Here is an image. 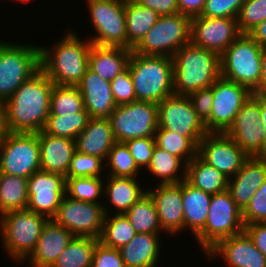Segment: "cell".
<instances>
[{
	"label": "cell",
	"instance_id": "obj_27",
	"mask_svg": "<svg viewBox=\"0 0 266 267\" xmlns=\"http://www.w3.org/2000/svg\"><path fill=\"white\" fill-rule=\"evenodd\" d=\"M131 55L132 50L128 48L92 44L88 68L103 80L111 82L128 67Z\"/></svg>",
	"mask_w": 266,
	"mask_h": 267
},
{
	"label": "cell",
	"instance_id": "obj_3",
	"mask_svg": "<svg viewBox=\"0 0 266 267\" xmlns=\"http://www.w3.org/2000/svg\"><path fill=\"white\" fill-rule=\"evenodd\" d=\"M172 60L175 95L188 96L210 88L221 76L220 56L191 42L181 47Z\"/></svg>",
	"mask_w": 266,
	"mask_h": 267
},
{
	"label": "cell",
	"instance_id": "obj_33",
	"mask_svg": "<svg viewBox=\"0 0 266 267\" xmlns=\"http://www.w3.org/2000/svg\"><path fill=\"white\" fill-rule=\"evenodd\" d=\"M187 164L179 157L155 145L147 172L156 176L158 184L180 183L185 179Z\"/></svg>",
	"mask_w": 266,
	"mask_h": 267
},
{
	"label": "cell",
	"instance_id": "obj_56",
	"mask_svg": "<svg viewBox=\"0 0 266 267\" xmlns=\"http://www.w3.org/2000/svg\"><path fill=\"white\" fill-rule=\"evenodd\" d=\"M10 133L6 122V108L4 101L0 100V142Z\"/></svg>",
	"mask_w": 266,
	"mask_h": 267
},
{
	"label": "cell",
	"instance_id": "obj_48",
	"mask_svg": "<svg viewBox=\"0 0 266 267\" xmlns=\"http://www.w3.org/2000/svg\"><path fill=\"white\" fill-rule=\"evenodd\" d=\"M245 0H206L200 14L209 18H237Z\"/></svg>",
	"mask_w": 266,
	"mask_h": 267
},
{
	"label": "cell",
	"instance_id": "obj_37",
	"mask_svg": "<svg viewBox=\"0 0 266 267\" xmlns=\"http://www.w3.org/2000/svg\"><path fill=\"white\" fill-rule=\"evenodd\" d=\"M105 215L99 241L106 247L120 249L137 234L124 214ZM111 216V217H110Z\"/></svg>",
	"mask_w": 266,
	"mask_h": 267
},
{
	"label": "cell",
	"instance_id": "obj_24",
	"mask_svg": "<svg viewBox=\"0 0 266 267\" xmlns=\"http://www.w3.org/2000/svg\"><path fill=\"white\" fill-rule=\"evenodd\" d=\"M74 235L65 227L49 219L30 256L25 260L30 267H52Z\"/></svg>",
	"mask_w": 266,
	"mask_h": 267
},
{
	"label": "cell",
	"instance_id": "obj_54",
	"mask_svg": "<svg viewBox=\"0 0 266 267\" xmlns=\"http://www.w3.org/2000/svg\"><path fill=\"white\" fill-rule=\"evenodd\" d=\"M249 35L263 49L266 48V19L258 24Z\"/></svg>",
	"mask_w": 266,
	"mask_h": 267
},
{
	"label": "cell",
	"instance_id": "obj_10",
	"mask_svg": "<svg viewBox=\"0 0 266 267\" xmlns=\"http://www.w3.org/2000/svg\"><path fill=\"white\" fill-rule=\"evenodd\" d=\"M92 28L96 31L88 39L98 46L128 48L125 0H85Z\"/></svg>",
	"mask_w": 266,
	"mask_h": 267
},
{
	"label": "cell",
	"instance_id": "obj_28",
	"mask_svg": "<svg viewBox=\"0 0 266 267\" xmlns=\"http://www.w3.org/2000/svg\"><path fill=\"white\" fill-rule=\"evenodd\" d=\"M161 234L137 233L119 250L126 267L158 266Z\"/></svg>",
	"mask_w": 266,
	"mask_h": 267
},
{
	"label": "cell",
	"instance_id": "obj_19",
	"mask_svg": "<svg viewBox=\"0 0 266 267\" xmlns=\"http://www.w3.org/2000/svg\"><path fill=\"white\" fill-rule=\"evenodd\" d=\"M27 190V209L52 219L66 195V178L39 170L28 178Z\"/></svg>",
	"mask_w": 266,
	"mask_h": 267
},
{
	"label": "cell",
	"instance_id": "obj_8",
	"mask_svg": "<svg viewBox=\"0 0 266 267\" xmlns=\"http://www.w3.org/2000/svg\"><path fill=\"white\" fill-rule=\"evenodd\" d=\"M242 210L226 190L213 194L204 229L195 237L205 254L219 241L244 231Z\"/></svg>",
	"mask_w": 266,
	"mask_h": 267
},
{
	"label": "cell",
	"instance_id": "obj_13",
	"mask_svg": "<svg viewBox=\"0 0 266 267\" xmlns=\"http://www.w3.org/2000/svg\"><path fill=\"white\" fill-rule=\"evenodd\" d=\"M106 206L105 203L83 202L65 195L52 220L74 236L99 239L105 215L111 211Z\"/></svg>",
	"mask_w": 266,
	"mask_h": 267
},
{
	"label": "cell",
	"instance_id": "obj_32",
	"mask_svg": "<svg viewBox=\"0 0 266 267\" xmlns=\"http://www.w3.org/2000/svg\"><path fill=\"white\" fill-rule=\"evenodd\" d=\"M159 14L151 8L143 7L125 0L126 32L128 36V49H133L145 34L157 22Z\"/></svg>",
	"mask_w": 266,
	"mask_h": 267
},
{
	"label": "cell",
	"instance_id": "obj_16",
	"mask_svg": "<svg viewBox=\"0 0 266 267\" xmlns=\"http://www.w3.org/2000/svg\"><path fill=\"white\" fill-rule=\"evenodd\" d=\"M259 94H252L225 132L249 157H266V138L261 126Z\"/></svg>",
	"mask_w": 266,
	"mask_h": 267
},
{
	"label": "cell",
	"instance_id": "obj_1",
	"mask_svg": "<svg viewBox=\"0 0 266 267\" xmlns=\"http://www.w3.org/2000/svg\"><path fill=\"white\" fill-rule=\"evenodd\" d=\"M54 83L40 69L6 101V122L11 133H37L44 129Z\"/></svg>",
	"mask_w": 266,
	"mask_h": 267
},
{
	"label": "cell",
	"instance_id": "obj_46",
	"mask_svg": "<svg viewBox=\"0 0 266 267\" xmlns=\"http://www.w3.org/2000/svg\"><path fill=\"white\" fill-rule=\"evenodd\" d=\"M124 143L128 147L138 168L146 171L151 163L154 147L156 145L155 137L133 138Z\"/></svg>",
	"mask_w": 266,
	"mask_h": 267
},
{
	"label": "cell",
	"instance_id": "obj_51",
	"mask_svg": "<svg viewBox=\"0 0 266 267\" xmlns=\"http://www.w3.org/2000/svg\"><path fill=\"white\" fill-rule=\"evenodd\" d=\"M140 6L151 8L160 16L179 13L177 0H132Z\"/></svg>",
	"mask_w": 266,
	"mask_h": 267
},
{
	"label": "cell",
	"instance_id": "obj_38",
	"mask_svg": "<svg viewBox=\"0 0 266 267\" xmlns=\"http://www.w3.org/2000/svg\"><path fill=\"white\" fill-rule=\"evenodd\" d=\"M84 109L83 98L77 86L55 85L51 91L50 114L74 115Z\"/></svg>",
	"mask_w": 266,
	"mask_h": 267
},
{
	"label": "cell",
	"instance_id": "obj_14",
	"mask_svg": "<svg viewBox=\"0 0 266 267\" xmlns=\"http://www.w3.org/2000/svg\"><path fill=\"white\" fill-rule=\"evenodd\" d=\"M158 105V127L188 137L197 147L209 132L188 96L171 95Z\"/></svg>",
	"mask_w": 266,
	"mask_h": 267
},
{
	"label": "cell",
	"instance_id": "obj_29",
	"mask_svg": "<svg viewBox=\"0 0 266 267\" xmlns=\"http://www.w3.org/2000/svg\"><path fill=\"white\" fill-rule=\"evenodd\" d=\"M212 195L182 181L184 230L190 229L196 237L205 226Z\"/></svg>",
	"mask_w": 266,
	"mask_h": 267
},
{
	"label": "cell",
	"instance_id": "obj_53",
	"mask_svg": "<svg viewBox=\"0 0 266 267\" xmlns=\"http://www.w3.org/2000/svg\"><path fill=\"white\" fill-rule=\"evenodd\" d=\"M206 0H177L179 13L190 18L200 16Z\"/></svg>",
	"mask_w": 266,
	"mask_h": 267
},
{
	"label": "cell",
	"instance_id": "obj_21",
	"mask_svg": "<svg viewBox=\"0 0 266 267\" xmlns=\"http://www.w3.org/2000/svg\"><path fill=\"white\" fill-rule=\"evenodd\" d=\"M205 255L208 261L220 257L228 267H266V256L245 231L219 241Z\"/></svg>",
	"mask_w": 266,
	"mask_h": 267
},
{
	"label": "cell",
	"instance_id": "obj_31",
	"mask_svg": "<svg viewBox=\"0 0 266 267\" xmlns=\"http://www.w3.org/2000/svg\"><path fill=\"white\" fill-rule=\"evenodd\" d=\"M228 177L196 155L186 167L185 180L211 195L227 190Z\"/></svg>",
	"mask_w": 266,
	"mask_h": 267
},
{
	"label": "cell",
	"instance_id": "obj_44",
	"mask_svg": "<svg viewBox=\"0 0 266 267\" xmlns=\"http://www.w3.org/2000/svg\"><path fill=\"white\" fill-rule=\"evenodd\" d=\"M266 19V0H245L237 17L241 34H249Z\"/></svg>",
	"mask_w": 266,
	"mask_h": 267
},
{
	"label": "cell",
	"instance_id": "obj_11",
	"mask_svg": "<svg viewBox=\"0 0 266 267\" xmlns=\"http://www.w3.org/2000/svg\"><path fill=\"white\" fill-rule=\"evenodd\" d=\"M108 119L116 142L155 137L158 128V105L150 101L117 105Z\"/></svg>",
	"mask_w": 266,
	"mask_h": 267
},
{
	"label": "cell",
	"instance_id": "obj_47",
	"mask_svg": "<svg viewBox=\"0 0 266 267\" xmlns=\"http://www.w3.org/2000/svg\"><path fill=\"white\" fill-rule=\"evenodd\" d=\"M110 84L116 105L137 101L129 66L124 71L120 72Z\"/></svg>",
	"mask_w": 266,
	"mask_h": 267
},
{
	"label": "cell",
	"instance_id": "obj_50",
	"mask_svg": "<svg viewBox=\"0 0 266 267\" xmlns=\"http://www.w3.org/2000/svg\"><path fill=\"white\" fill-rule=\"evenodd\" d=\"M188 97L197 115L205 122L210 117L213 105L212 86L191 92Z\"/></svg>",
	"mask_w": 266,
	"mask_h": 267
},
{
	"label": "cell",
	"instance_id": "obj_9",
	"mask_svg": "<svg viewBox=\"0 0 266 267\" xmlns=\"http://www.w3.org/2000/svg\"><path fill=\"white\" fill-rule=\"evenodd\" d=\"M191 18L181 13L159 16L157 22L132 49L142 55L172 57L190 43Z\"/></svg>",
	"mask_w": 266,
	"mask_h": 267
},
{
	"label": "cell",
	"instance_id": "obj_35",
	"mask_svg": "<svg viewBox=\"0 0 266 267\" xmlns=\"http://www.w3.org/2000/svg\"><path fill=\"white\" fill-rule=\"evenodd\" d=\"M99 242L97 238L74 236L52 267H92L94 250Z\"/></svg>",
	"mask_w": 266,
	"mask_h": 267
},
{
	"label": "cell",
	"instance_id": "obj_7",
	"mask_svg": "<svg viewBox=\"0 0 266 267\" xmlns=\"http://www.w3.org/2000/svg\"><path fill=\"white\" fill-rule=\"evenodd\" d=\"M261 53L262 48L249 34H241L220 56L221 77L253 93L261 78Z\"/></svg>",
	"mask_w": 266,
	"mask_h": 267
},
{
	"label": "cell",
	"instance_id": "obj_22",
	"mask_svg": "<svg viewBox=\"0 0 266 267\" xmlns=\"http://www.w3.org/2000/svg\"><path fill=\"white\" fill-rule=\"evenodd\" d=\"M266 179V157H249L242 168L228 179L227 191L243 211Z\"/></svg>",
	"mask_w": 266,
	"mask_h": 267
},
{
	"label": "cell",
	"instance_id": "obj_2",
	"mask_svg": "<svg viewBox=\"0 0 266 267\" xmlns=\"http://www.w3.org/2000/svg\"><path fill=\"white\" fill-rule=\"evenodd\" d=\"M77 35L67 30L52 48L39 46L41 70L55 85L77 86L88 70L92 43Z\"/></svg>",
	"mask_w": 266,
	"mask_h": 267
},
{
	"label": "cell",
	"instance_id": "obj_15",
	"mask_svg": "<svg viewBox=\"0 0 266 267\" xmlns=\"http://www.w3.org/2000/svg\"><path fill=\"white\" fill-rule=\"evenodd\" d=\"M213 105L204 122L209 133H225L244 103L253 94L247 87L219 77L212 86Z\"/></svg>",
	"mask_w": 266,
	"mask_h": 267
},
{
	"label": "cell",
	"instance_id": "obj_40",
	"mask_svg": "<svg viewBox=\"0 0 266 267\" xmlns=\"http://www.w3.org/2000/svg\"><path fill=\"white\" fill-rule=\"evenodd\" d=\"M155 143L159 148L181 158L186 164L197 155L198 147L188 137L161 127L156 129Z\"/></svg>",
	"mask_w": 266,
	"mask_h": 267
},
{
	"label": "cell",
	"instance_id": "obj_18",
	"mask_svg": "<svg viewBox=\"0 0 266 267\" xmlns=\"http://www.w3.org/2000/svg\"><path fill=\"white\" fill-rule=\"evenodd\" d=\"M197 155L228 178L233 177L249 156L226 133H208L198 145Z\"/></svg>",
	"mask_w": 266,
	"mask_h": 267
},
{
	"label": "cell",
	"instance_id": "obj_4",
	"mask_svg": "<svg viewBox=\"0 0 266 267\" xmlns=\"http://www.w3.org/2000/svg\"><path fill=\"white\" fill-rule=\"evenodd\" d=\"M128 66L137 101L158 104L174 94L172 57L142 55L132 51Z\"/></svg>",
	"mask_w": 266,
	"mask_h": 267
},
{
	"label": "cell",
	"instance_id": "obj_41",
	"mask_svg": "<svg viewBox=\"0 0 266 267\" xmlns=\"http://www.w3.org/2000/svg\"><path fill=\"white\" fill-rule=\"evenodd\" d=\"M107 176L138 178L140 170L124 142H116L105 161Z\"/></svg>",
	"mask_w": 266,
	"mask_h": 267
},
{
	"label": "cell",
	"instance_id": "obj_12",
	"mask_svg": "<svg viewBox=\"0 0 266 267\" xmlns=\"http://www.w3.org/2000/svg\"><path fill=\"white\" fill-rule=\"evenodd\" d=\"M41 170L37 133H9L0 142V172L29 178Z\"/></svg>",
	"mask_w": 266,
	"mask_h": 267
},
{
	"label": "cell",
	"instance_id": "obj_25",
	"mask_svg": "<svg viewBox=\"0 0 266 267\" xmlns=\"http://www.w3.org/2000/svg\"><path fill=\"white\" fill-rule=\"evenodd\" d=\"M40 146L41 170L56 173L66 178L67 171L76 150L75 140L37 132Z\"/></svg>",
	"mask_w": 266,
	"mask_h": 267
},
{
	"label": "cell",
	"instance_id": "obj_34",
	"mask_svg": "<svg viewBox=\"0 0 266 267\" xmlns=\"http://www.w3.org/2000/svg\"><path fill=\"white\" fill-rule=\"evenodd\" d=\"M28 179L0 172V216L9 211L27 209Z\"/></svg>",
	"mask_w": 266,
	"mask_h": 267
},
{
	"label": "cell",
	"instance_id": "obj_42",
	"mask_svg": "<svg viewBox=\"0 0 266 267\" xmlns=\"http://www.w3.org/2000/svg\"><path fill=\"white\" fill-rule=\"evenodd\" d=\"M104 177H74L66 178V195L83 202L102 203Z\"/></svg>",
	"mask_w": 266,
	"mask_h": 267
},
{
	"label": "cell",
	"instance_id": "obj_5",
	"mask_svg": "<svg viewBox=\"0 0 266 267\" xmlns=\"http://www.w3.org/2000/svg\"><path fill=\"white\" fill-rule=\"evenodd\" d=\"M49 219L29 209L9 211L0 216L2 247L15 263L30 256Z\"/></svg>",
	"mask_w": 266,
	"mask_h": 267
},
{
	"label": "cell",
	"instance_id": "obj_57",
	"mask_svg": "<svg viewBox=\"0 0 266 267\" xmlns=\"http://www.w3.org/2000/svg\"><path fill=\"white\" fill-rule=\"evenodd\" d=\"M259 106L261 111V126L263 127L266 138V96L259 95Z\"/></svg>",
	"mask_w": 266,
	"mask_h": 267
},
{
	"label": "cell",
	"instance_id": "obj_49",
	"mask_svg": "<svg viewBox=\"0 0 266 267\" xmlns=\"http://www.w3.org/2000/svg\"><path fill=\"white\" fill-rule=\"evenodd\" d=\"M92 267H126L119 249L109 248L101 242L96 245Z\"/></svg>",
	"mask_w": 266,
	"mask_h": 267
},
{
	"label": "cell",
	"instance_id": "obj_30",
	"mask_svg": "<svg viewBox=\"0 0 266 267\" xmlns=\"http://www.w3.org/2000/svg\"><path fill=\"white\" fill-rule=\"evenodd\" d=\"M139 178L112 177L107 176L104 182L103 197L107 199L108 205L114 207L116 214L126 213L131 206L137 202L147 189L141 187Z\"/></svg>",
	"mask_w": 266,
	"mask_h": 267
},
{
	"label": "cell",
	"instance_id": "obj_36",
	"mask_svg": "<svg viewBox=\"0 0 266 267\" xmlns=\"http://www.w3.org/2000/svg\"><path fill=\"white\" fill-rule=\"evenodd\" d=\"M124 215L137 233H163L155 204L148 193L135 202Z\"/></svg>",
	"mask_w": 266,
	"mask_h": 267
},
{
	"label": "cell",
	"instance_id": "obj_55",
	"mask_svg": "<svg viewBox=\"0 0 266 267\" xmlns=\"http://www.w3.org/2000/svg\"><path fill=\"white\" fill-rule=\"evenodd\" d=\"M261 78L258 88L253 92L261 96H266V48L262 49L261 53Z\"/></svg>",
	"mask_w": 266,
	"mask_h": 267
},
{
	"label": "cell",
	"instance_id": "obj_58",
	"mask_svg": "<svg viewBox=\"0 0 266 267\" xmlns=\"http://www.w3.org/2000/svg\"><path fill=\"white\" fill-rule=\"evenodd\" d=\"M17 1H22V2H23V4H24V3H26V4H27V3H28V2H30L31 0H17Z\"/></svg>",
	"mask_w": 266,
	"mask_h": 267
},
{
	"label": "cell",
	"instance_id": "obj_52",
	"mask_svg": "<svg viewBox=\"0 0 266 267\" xmlns=\"http://www.w3.org/2000/svg\"><path fill=\"white\" fill-rule=\"evenodd\" d=\"M244 231L254 245L266 256V222L246 225Z\"/></svg>",
	"mask_w": 266,
	"mask_h": 267
},
{
	"label": "cell",
	"instance_id": "obj_17",
	"mask_svg": "<svg viewBox=\"0 0 266 267\" xmlns=\"http://www.w3.org/2000/svg\"><path fill=\"white\" fill-rule=\"evenodd\" d=\"M190 42L221 56L241 35L237 18H191Z\"/></svg>",
	"mask_w": 266,
	"mask_h": 267
},
{
	"label": "cell",
	"instance_id": "obj_20",
	"mask_svg": "<svg viewBox=\"0 0 266 267\" xmlns=\"http://www.w3.org/2000/svg\"><path fill=\"white\" fill-rule=\"evenodd\" d=\"M155 187L147 188V193L155 204L162 231L173 237L178 236V233L184 231L182 181Z\"/></svg>",
	"mask_w": 266,
	"mask_h": 267
},
{
	"label": "cell",
	"instance_id": "obj_26",
	"mask_svg": "<svg viewBox=\"0 0 266 267\" xmlns=\"http://www.w3.org/2000/svg\"><path fill=\"white\" fill-rule=\"evenodd\" d=\"M116 143L108 118H90L84 130L75 138L76 150L106 161Z\"/></svg>",
	"mask_w": 266,
	"mask_h": 267
},
{
	"label": "cell",
	"instance_id": "obj_39",
	"mask_svg": "<svg viewBox=\"0 0 266 267\" xmlns=\"http://www.w3.org/2000/svg\"><path fill=\"white\" fill-rule=\"evenodd\" d=\"M90 119L88 112L83 109L74 115L54 116L49 115L44 131L47 134L70 138H75L84 130Z\"/></svg>",
	"mask_w": 266,
	"mask_h": 267
},
{
	"label": "cell",
	"instance_id": "obj_23",
	"mask_svg": "<svg viewBox=\"0 0 266 267\" xmlns=\"http://www.w3.org/2000/svg\"><path fill=\"white\" fill-rule=\"evenodd\" d=\"M77 87L90 118H108L117 106L110 82L103 80L89 68Z\"/></svg>",
	"mask_w": 266,
	"mask_h": 267
},
{
	"label": "cell",
	"instance_id": "obj_43",
	"mask_svg": "<svg viewBox=\"0 0 266 267\" xmlns=\"http://www.w3.org/2000/svg\"><path fill=\"white\" fill-rule=\"evenodd\" d=\"M105 161L94 155H87L75 150L67 171L66 178L103 177Z\"/></svg>",
	"mask_w": 266,
	"mask_h": 267
},
{
	"label": "cell",
	"instance_id": "obj_6",
	"mask_svg": "<svg viewBox=\"0 0 266 267\" xmlns=\"http://www.w3.org/2000/svg\"><path fill=\"white\" fill-rule=\"evenodd\" d=\"M40 69L39 46L0 40V100H8Z\"/></svg>",
	"mask_w": 266,
	"mask_h": 267
},
{
	"label": "cell",
	"instance_id": "obj_45",
	"mask_svg": "<svg viewBox=\"0 0 266 267\" xmlns=\"http://www.w3.org/2000/svg\"><path fill=\"white\" fill-rule=\"evenodd\" d=\"M244 225L266 222V179L242 211Z\"/></svg>",
	"mask_w": 266,
	"mask_h": 267
}]
</instances>
